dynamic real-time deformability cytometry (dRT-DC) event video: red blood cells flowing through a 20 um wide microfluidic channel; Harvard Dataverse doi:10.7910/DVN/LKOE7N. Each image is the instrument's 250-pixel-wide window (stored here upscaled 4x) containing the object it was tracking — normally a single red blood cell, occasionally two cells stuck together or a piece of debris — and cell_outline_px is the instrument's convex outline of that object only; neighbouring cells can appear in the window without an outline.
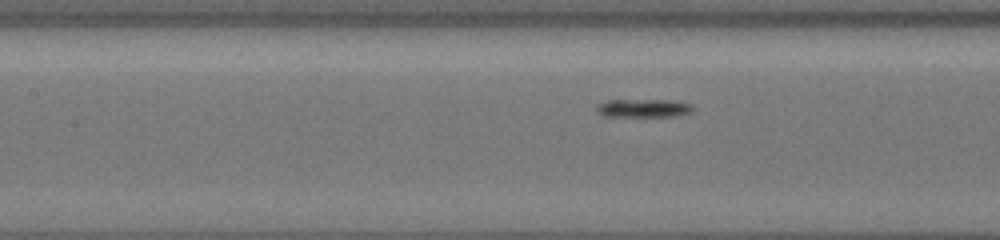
{"species": "common noctule bat (a hibernating species)", "species_latin": "Nyctalus noctula", "temperature_condition": "cold", "stored_images_in_passage": 31, "camera_frame_rate_fps": 3000, "um_per_image_px": 0.085, "animal": {"sex": "female", "body_mass_g": 19.5, "forearm_length_mm": 54.1}, "frame": {"image": 1, "passage_image": 13, "time_ms": 4.667, "image_size_px": [1000, 240], "cell_outline_px": [[696, 108], [692, 112], [672, 116], [604, 116], [596, 112], [596, 104], [608, 100], [676, 100], [692, 104]], "centroid_in_image_um": [54.71, 9.18], "position_along_channel_um": 152.7, "area_um2": 10.4}}